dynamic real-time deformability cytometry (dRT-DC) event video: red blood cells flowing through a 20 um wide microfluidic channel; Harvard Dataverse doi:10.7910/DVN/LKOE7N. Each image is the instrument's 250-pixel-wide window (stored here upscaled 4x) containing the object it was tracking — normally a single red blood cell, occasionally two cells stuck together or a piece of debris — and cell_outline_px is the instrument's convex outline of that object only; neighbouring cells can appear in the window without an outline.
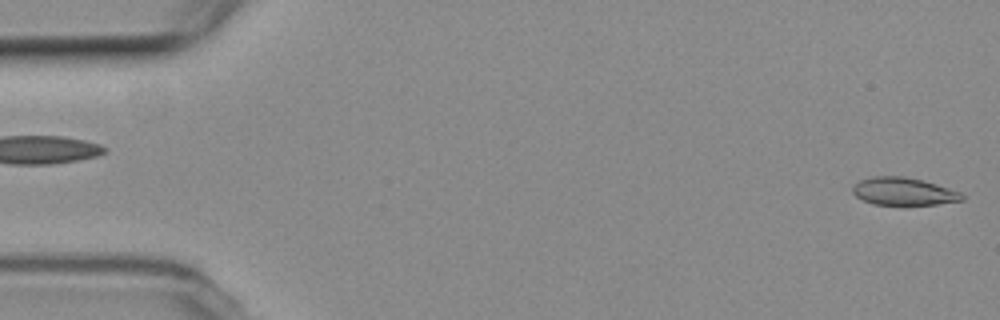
{"species": "common noctule bat (a hibernating species)", "species_latin": "Nyctalus noctula", "temperature_condition": "room temperature", "stored_images_in_passage": 5, "segment_of_instrument_passage": [2, 2], "camera_frame_rate_fps": 3000, "um_per_image_px": 0.085, "animal": {"sex": "female", "body_mass_g": 19.3, "forearm_length_mm": 54.1}, "frame": {"image": 1, "passage_image": 5, "time_ms": 4.667, "image_size_px": [1000, 320], "cell_outline_px": [[964, 200], [936, 204], [872, 204], [856, 196], [852, 192], [852, 188], [860, 180], [872, 176], [904, 176], [924, 180], [960, 192], [964, 196]], "centroid_in_image_um": [76.8, 16.26], "position_along_channel_um": 8.2, "area_um2": 17.46}}